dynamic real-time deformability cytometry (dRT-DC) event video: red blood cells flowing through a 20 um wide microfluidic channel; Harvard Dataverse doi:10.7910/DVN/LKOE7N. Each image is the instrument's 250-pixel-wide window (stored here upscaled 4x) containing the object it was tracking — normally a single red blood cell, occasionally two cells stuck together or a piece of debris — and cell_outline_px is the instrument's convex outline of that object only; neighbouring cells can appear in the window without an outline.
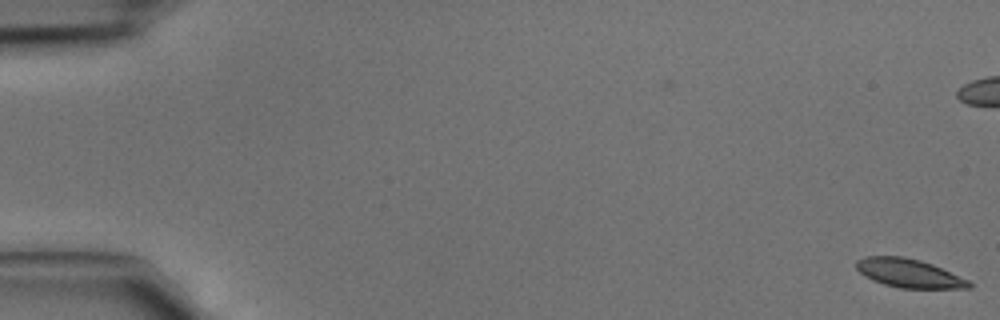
{"species": "common noctule bat (a hibernating species)", "species_latin": "Nyctalus noctula", "temperature_condition": "cold", "stored_images_in_passage": 9, "camera_frame_rate_fps": 3000, "um_per_image_px": 0.085, "animal": {"sex": "male", "body_mass_g": 15.6}, "frame": {"image": 1, "passage_image": 1, "time_ms": 0.0, "image_size_px": [1000, 320], "cell_outline_px": [[972, 288], [900, 288], [884, 284], [872, 280], [864, 276], [856, 268], [856, 260], [864, 256], [904, 256], [920, 260], [932, 264], [968, 280], [972, 284]], "centroid_in_image_um": [77.22, 23.21], "position_along_channel_um": 7.8, "area_um2": 18.79}}